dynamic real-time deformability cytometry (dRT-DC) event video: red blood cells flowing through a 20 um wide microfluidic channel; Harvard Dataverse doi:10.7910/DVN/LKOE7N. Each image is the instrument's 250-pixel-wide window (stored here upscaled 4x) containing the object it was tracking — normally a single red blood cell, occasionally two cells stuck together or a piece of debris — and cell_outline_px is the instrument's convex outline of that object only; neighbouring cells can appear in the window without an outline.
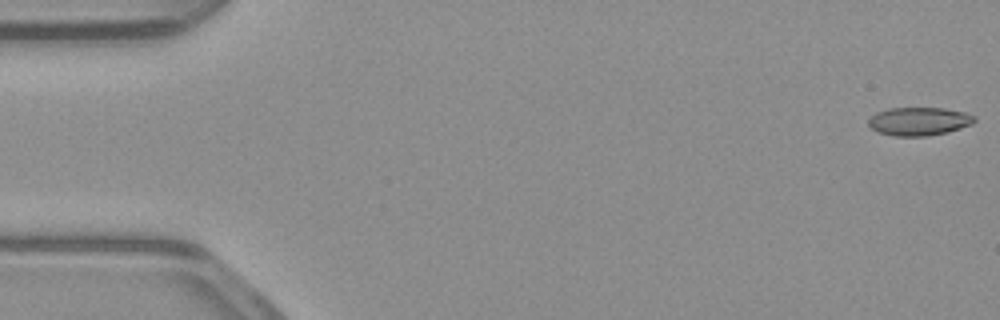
{"species": "common noctule bat (a hibernating species)", "species_latin": "Nyctalus noctula", "temperature_condition": "warm", "stored_images_in_passage": 46, "camera_frame_rate_fps": 3000, "um_per_image_px": 0.085, "animal": {"sex": "male", "body_mass_g": 23.1, "forearm_length_mm": 52.7}, "frame": {"image": 1, "passage_image": 1, "time_ms": 0.0, "image_size_px": [1000, 320], "cell_outline_px": [[976, 120], [972, 124], [948, 132], [928, 136], [892, 136], [876, 132], [868, 124], [868, 120], [876, 112], [888, 108], [944, 108], [964, 112], [976, 116]], "centroid_in_image_um": [78.11, 10.32], "position_along_channel_um": 6.9, "area_um2": 17.63}}
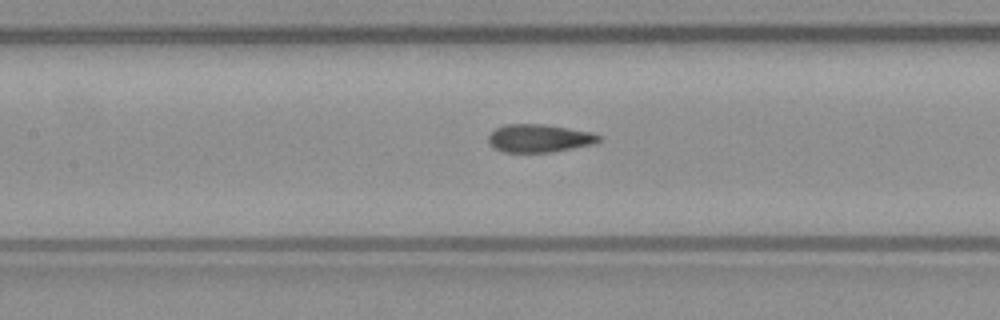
{"frame": {"image": 2, "passage_image": 24, "time_ms": 7.667, "image_size_px": [1000, 320], "cell_outline_px": [[600, 140], [592, 144], [552, 152], [504, 152], [492, 148], [488, 140], [488, 136], [496, 128], [504, 124], [544, 124], [592, 132], [600, 136]], "centroid_in_image_um": [45.79, 11.75], "position_along_channel_um": 161.6, "area_um2": 17.98}}
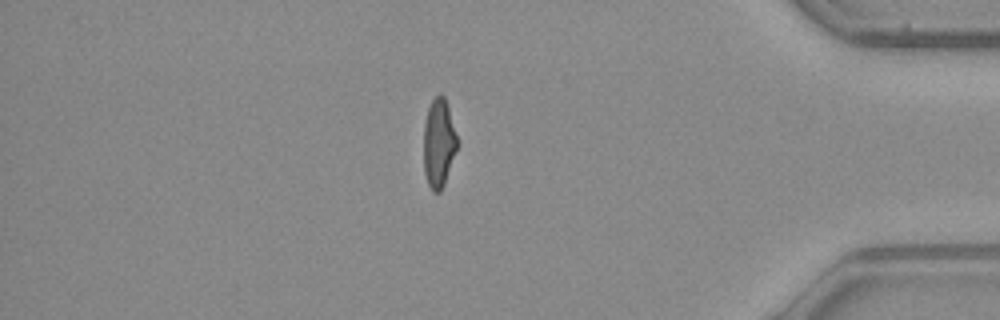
{"frame": {"image": 3, "passage_image": 45, "time_ms": 14.667, "image_size_px": [1000, 320], "cell_outline_px": [[456, 148], [444, 184], [440, 192], [432, 192], [428, 184], [424, 172], [424, 124], [428, 108], [432, 100], [440, 92], [444, 96], [448, 108], [456, 136]], "centroid_in_image_um": [37.26, 12.17], "position_along_channel_um": 397.9, "area_um2": 16.88}}